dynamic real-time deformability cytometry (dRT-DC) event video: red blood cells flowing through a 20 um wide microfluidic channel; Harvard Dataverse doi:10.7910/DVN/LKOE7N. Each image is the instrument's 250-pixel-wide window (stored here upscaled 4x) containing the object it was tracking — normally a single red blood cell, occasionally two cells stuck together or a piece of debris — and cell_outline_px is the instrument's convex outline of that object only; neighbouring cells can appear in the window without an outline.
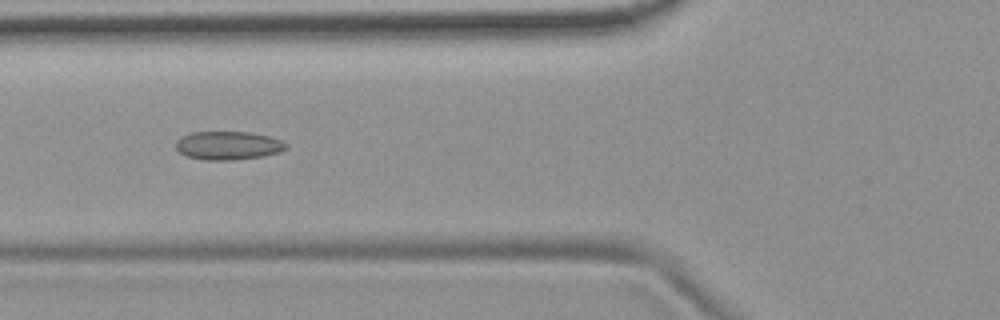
{"species": "common noctule bat (a hibernating species)", "species_latin": "Nyctalus noctula", "temperature_condition": "room temperature", "stored_images_in_passage": 41, "camera_frame_rate_fps": 3000, "um_per_image_px": 0.085, "animal": {"sex": "female", "body_mass_g": 19.9}, "frame": {"image": 1, "passage_image": 7, "time_ms": 2.0, "image_size_px": [1000, 320], "cell_outline_px": [[288, 148], [280, 152], [264, 156], [232, 160], [204, 160], [188, 156], [180, 152], [176, 148], [176, 140], [192, 132], [248, 132], [272, 136], [284, 140], [288, 144]], "centroid_in_image_um": [19.47, 12.36], "position_along_channel_um": 106.3, "area_um2": 18.44}, "authors_computed_cell_mechanics": {"area_um2": 17.5134, "velocity_mm_per_s": 3.7315, "shape_relaxation_time_tau1_ms": null, "shape_relaxation_time_tau2_ms": 1.8713, "deformation_change_tau1": null, "deformation_change_tau2": 0.087}}